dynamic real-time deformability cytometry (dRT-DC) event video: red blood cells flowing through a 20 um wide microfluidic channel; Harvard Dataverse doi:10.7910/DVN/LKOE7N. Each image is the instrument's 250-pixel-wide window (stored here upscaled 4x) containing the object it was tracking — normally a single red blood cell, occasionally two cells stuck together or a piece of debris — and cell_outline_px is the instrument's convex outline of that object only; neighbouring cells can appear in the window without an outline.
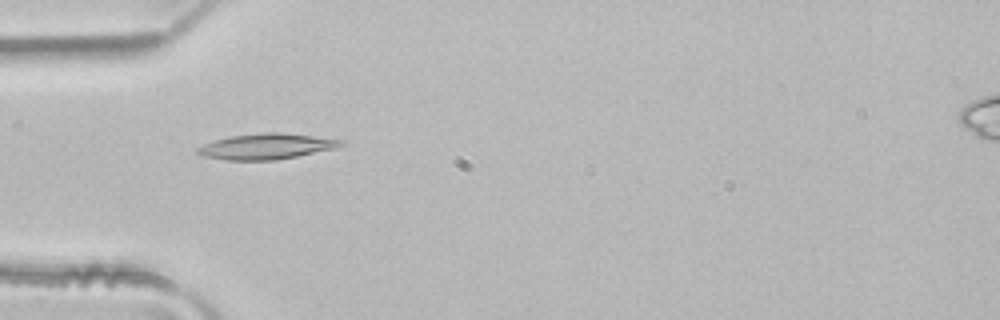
{"species": "common noctule bat (a hibernating species)", "species_latin": "Nyctalus noctula", "temperature_condition": "room temperature", "stored_images_in_passage": 5, "camera_frame_rate_fps": 3000, "um_per_image_px": 0.085, "animal": {"sex": "male", "body_mass_g": 21.5, "forearm_length_mm": 52.0}, "frame": {"image": 1, "passage_image": 4, "time_ms": 1.0, "image_size_px": [1000, 320], "cell_outline_px": [[344, 144], [336, 148], [276, 160], [224, 160], [204, 156], [196, 152], [196, 148], [204, 144], [216, 140], [232, 136], [264, 132], [280, 132], [344, 140]], "centroid_in_image_um": [22.64, 12.44], "position_along_channel_um": 62.4, "area_um2": 21.21}}
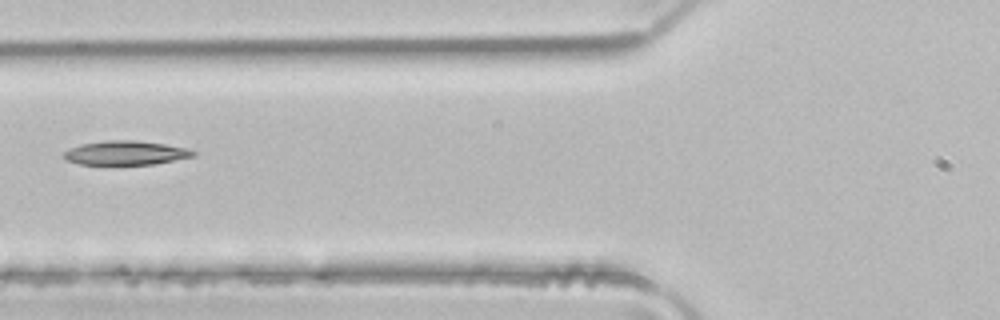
{"frame": {"image": 2, "passage_image": 5, "time_ms": 1.333, "image_size_px": [1000, 320], "cell_outline_px": [[196, 156], [152, 164], [80, 164], [64, 160], [64, 152], [80, 144], [108, 140], [136, 140], [164, 144], [188, 148], [196, 152]], "centroid_in_image_um": [10.7, 12.99], "position_along_channel_um": 115.1, "area_um2": 18.03}}